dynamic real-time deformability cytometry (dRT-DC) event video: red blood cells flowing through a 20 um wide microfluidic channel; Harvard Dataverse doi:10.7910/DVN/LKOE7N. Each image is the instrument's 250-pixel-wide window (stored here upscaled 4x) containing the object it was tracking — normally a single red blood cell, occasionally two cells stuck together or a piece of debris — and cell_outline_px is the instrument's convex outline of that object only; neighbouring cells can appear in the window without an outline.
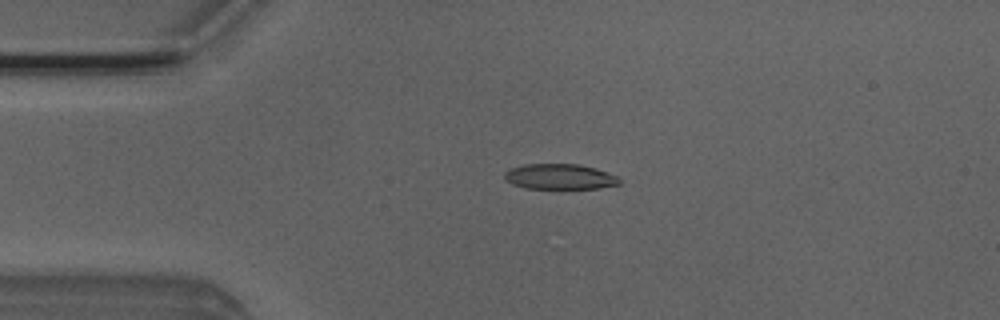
{"species": "Egyptian fruit bat (a non-hibernating species)", "species_latin": "Rousettus aegyptiacus", "temperature_condition": "room temperature", "stored_images_in_passage": 50, "camera_frame_rate_fps": 3000, "um_per_image_px": 0.085, "animal": {"sex": "male"}, "frame": {"image": 1, "passage_image": 10, "time_ms": 3.0, "image_size_px": [1000, 320], "cell_outline_px": [[620, 184], [600, 188], [528, 188], [512, 184], [504, 180], [504, 172], [512, 168], [524, 164], [580, 164], [596, 168], [616, 176], [620, 180]], "centroid_in_image_um": [47.56, 15.01], "position_along_channel_um": 37.4, "area_um2": 16.94}}
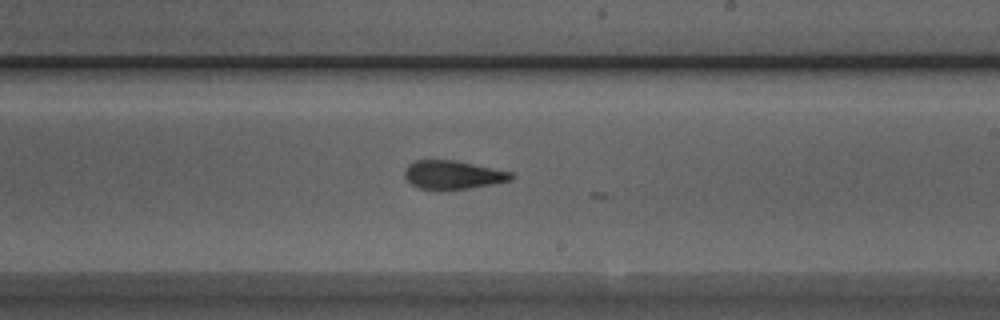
{"frame": {"image": 2, "passage_image": 28, "time_ms": 9.0, "image_size_px": [1000, 320], "cell_outline_px": [[516, 176], [512, 180], [492, 184], [444, 192], [436, 192], [420, 188], [412, 184], [404, 176], [404, 168], [408, 164], [416, 160], [452, 160], [512, 172]], "centroid_in_image_um": [38.46, 14.9], "position_along_channel_um": 250.5, "area_um2": 18.09}}
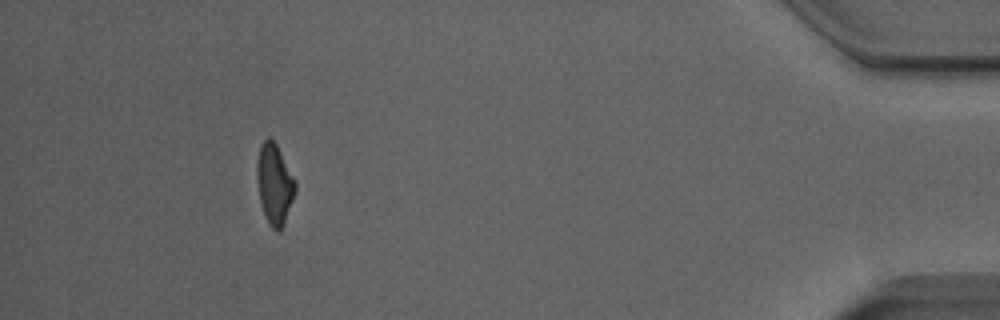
{"frame": {"image": 3, "passage_image": 45, "time_ms": 14.667, "image_size_px": [1000, 320], "cell_outline_px": [[296, 188], [284, 224], [280, 232], [276, 232], [268, 224], [264, 216], [260, 200], [256, 176], [256, 168], [260, 144], [268, 136], [276, 144], [296, 180]], "centroid_in_image_um": [23.32, 15.66], "position_along_channel_um": 411.9, "area_um2": 18.03}}